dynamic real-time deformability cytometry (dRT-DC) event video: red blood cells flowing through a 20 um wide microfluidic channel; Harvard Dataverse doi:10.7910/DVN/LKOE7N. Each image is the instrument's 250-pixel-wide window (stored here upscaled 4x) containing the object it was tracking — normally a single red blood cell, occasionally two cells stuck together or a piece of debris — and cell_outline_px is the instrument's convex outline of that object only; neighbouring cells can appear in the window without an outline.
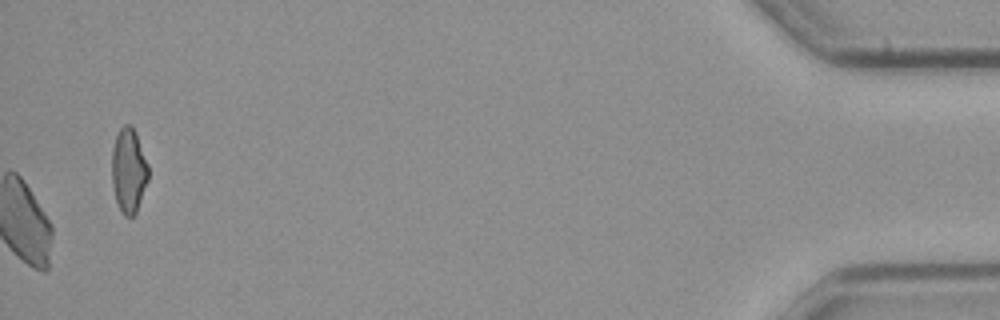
{"species": "common noctule bat (a hibernating species)", "species_latin": "Nyctalus noctula", "temperature_condition": "cold", "stored_images_in_passage": 56, "camera_frame_rate_fps": 3000, "um_per_image_px": 0.085, "animal": {"sex": "male", "body_mass_g": 23.1, "forearm_length_mm": 52.7}, "frame": {"image": 1, "passage_image": 56, "time_ms": 18.333, "image_size_px": [1000, 320], "cell_outline_px": [[148, 180], [136, 212], [132, 216], [124, 216], [120, 212], [112, 188], [112, 148], [116, 136], [120, 128], [124, 124], [132, 124], [136, 132], [148, 164]], "centroid_in_image_um": [10.93, 14.48], "position_along_channel_um": 424.3, "area_um2": 18.15}}